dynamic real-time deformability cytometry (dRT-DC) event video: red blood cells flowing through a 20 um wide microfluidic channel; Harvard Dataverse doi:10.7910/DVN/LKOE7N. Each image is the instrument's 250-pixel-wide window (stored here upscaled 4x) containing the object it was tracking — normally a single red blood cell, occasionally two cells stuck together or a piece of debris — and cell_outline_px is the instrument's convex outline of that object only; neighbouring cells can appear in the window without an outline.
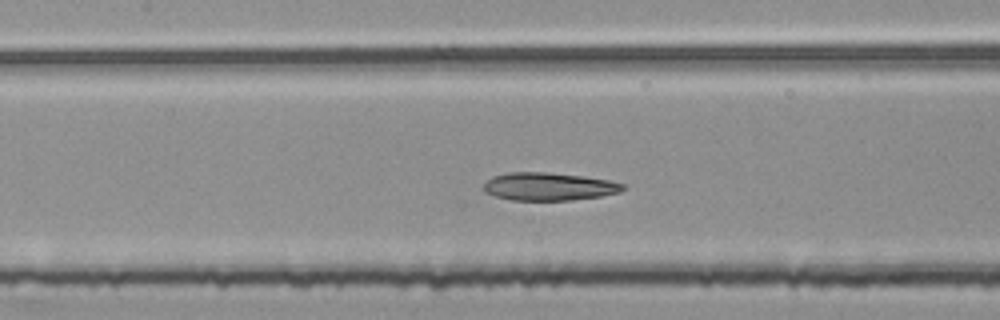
{"species": "common noctule bat (a hibernating species)", "species_latin": "Nyctalus noctula", "temperature_condition": "room temperature", "stored_images_in_passage": 47, "segment_of_instrument_passage": [2, 2], "camera_frame_rate_fps": 3000, "um_per_image_px": 0.085, "animal": {"sex": "female", "body_mass_g": 25.1}, "frame": {"image": 1, "passage_image": 21, "time_ms": 6.667, "image_size_px": [1000, 320], "cell_outline_px": [[624, 188], [620, 192], [600, 196], [572, 200], [512, 200], [496, 196], [484, 192], [480, 188], [492, 176], [508, 172], [548, 172], [584, 176], [608, 180], [624, 184]], "centroid_in_image_um": [46.61, 15.85], "position_along_channel_um": 160.8, "area_um2": 22.72}}
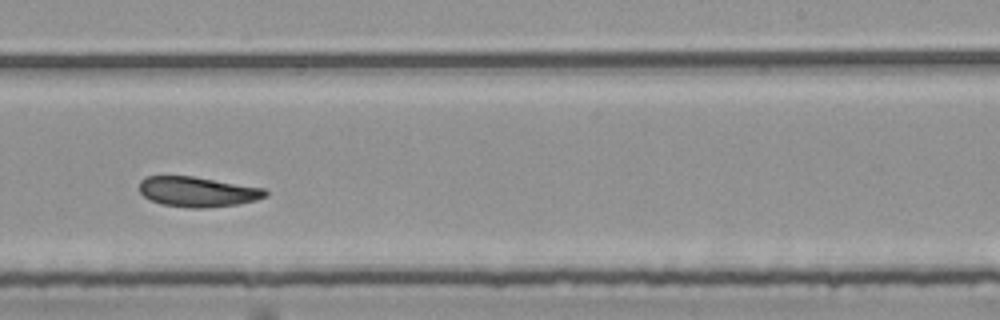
{"frame": {"image": 2, "passage_image": 30, "time_ms": 9.667, "image_size_px": [1000, 320], "cell_outline_px": [[268, 196], [256, 200], [236, 204], [204, 208], [192, 208], [164, 204], [152, 200], [144, 196], [140, 192], [140, 180], [148, 176], [192, 176], [264, 188], [268, 192]], "centroid_in_image_um": [16.82, 16.29], "position_along_channel_um": 272.2, "area_um2": 21.85}}
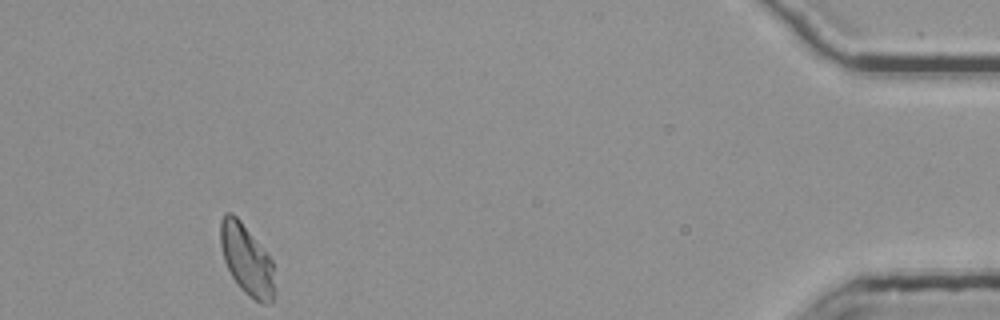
{"frame": {"image": 3, "passage_image": 47, "time_ms": 15.333, "image_size_px": [1000, 320], "cell_outline_px": [[276, 292], [272, 304], [260, 304], [248, 296], [236, 284], [224, 260], [220, 244], [220, 220], [228, 212], [232, 212], [240, 220], [268, 252], [272, 260], [276, 288]], "centroid_in_image_um": [21.02, 22.13], "position_along_channel_um": 414.2, "area_um2": 22.83}}